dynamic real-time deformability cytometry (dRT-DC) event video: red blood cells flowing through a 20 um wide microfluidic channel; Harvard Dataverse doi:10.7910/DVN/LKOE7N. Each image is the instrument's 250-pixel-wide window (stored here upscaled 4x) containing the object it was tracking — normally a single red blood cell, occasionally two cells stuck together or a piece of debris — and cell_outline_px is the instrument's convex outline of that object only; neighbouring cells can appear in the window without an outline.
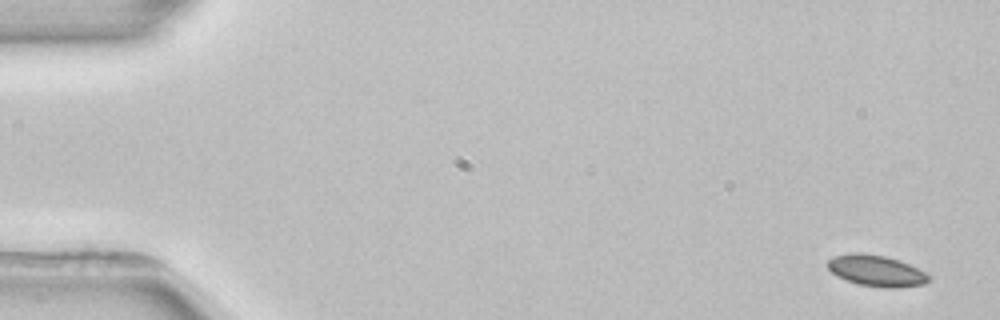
{"species": "common noctule bat (a hibernating species)", "species_latin": "Nyctalus noctula", "temperature_condition": "room temperature", "stored_images_in_passage": 3, "camera_frame_rate_fps": 3000, "um_per_image_px": 0.085, "animal": {"sex": "female", "body_mass_g": 22.7, "forearm_length_mm": 54.2}, "frame": {"image": 1, "passage_image": 1, "time_ms": 0.0, "image_size_px": [1000, 320], "cell_outline_px": [[928, 280], [924, 284], [896, 288], [884, 288], [860, 284], [836, 276], [824, 264], [832, 256], [852, 252], [860, 252], [884, 256], [900, 260], [924, 272], [928, 276]], "centroid_in_image_um": [74.42, 23.0], "position_along_channel_um": 10.6, "area_um2": 18.32}}